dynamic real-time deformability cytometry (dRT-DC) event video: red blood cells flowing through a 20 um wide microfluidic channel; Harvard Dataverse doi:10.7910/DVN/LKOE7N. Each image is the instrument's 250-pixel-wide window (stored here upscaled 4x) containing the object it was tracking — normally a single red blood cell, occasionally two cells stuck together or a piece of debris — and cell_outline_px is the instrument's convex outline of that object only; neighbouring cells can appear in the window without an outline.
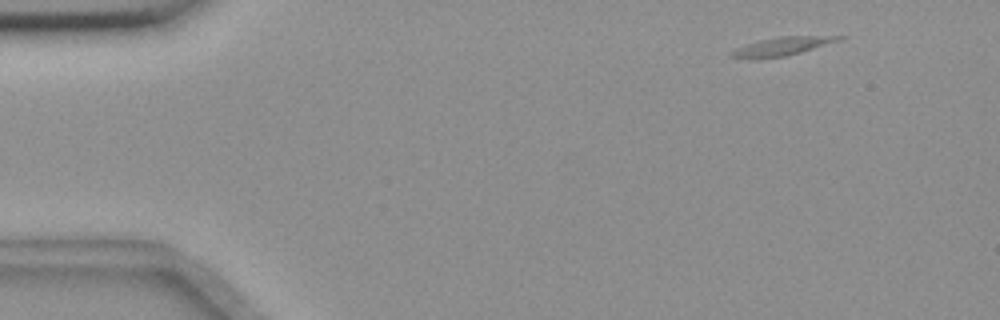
{"species": "common noctule bat (a hibernating species)", "species_latin": "Nyctalus noctula", "temperature_condition": "room temperature", "stored_images_in_passage": 53, "camera_frame_rate_fps": 3000, "um_per_image_px": 0.085, "animal": {"sex": "female", "body_mass_g": 18.4}, "frame": {"image": 1, "passage_image": 3, "time_ms": 0.667, "image_size_px": [1000, 320], "cell_outline_px": [[848, 36], [840, 40], [800, 52], [784, 56], [732, 56], [728, 52], [736, 48], [760, 40], [780, 36]], "centroid_in_image_um": [66.57, 3.88], "position_along_channel_um": 18.4, "area_um2": 10.64}}
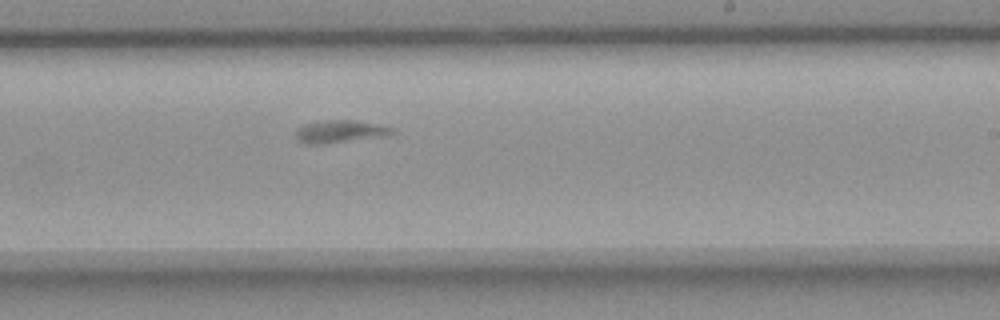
{"frame": {"image": 2, "passage_image": 31, "time_ms": 10.0, "image_size_px": [1000, 320], "cell_outline_px": [[396, 132], [316, 144], [308, 144], [300, 140], [296, 136], [296, 128], [304, 124], [324, 120], [352, 120], [380, 124], [396, 128]], "centroid_in_image_um": [28.83, 11.12], "position_along_channel_um": 260.2, "area_um2": 11.85}}
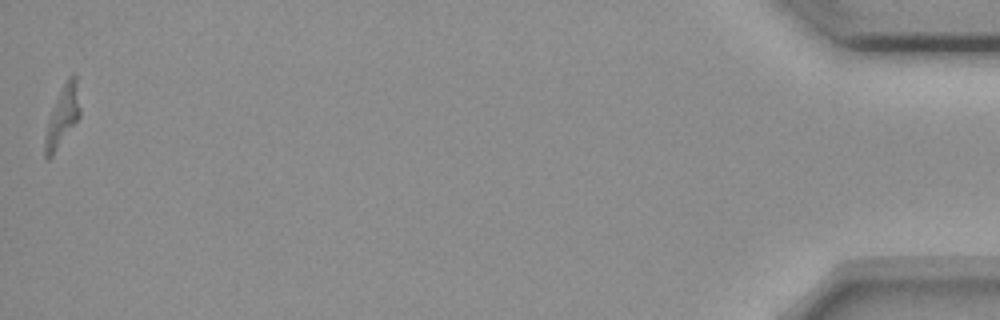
{"frame": {"image": 3, "passage_image": 53, "time_ms": 17.333, "image_size_px": [1000, 320], "cell_outline_px": [[80, 116], [52, 156], [48, 160], [44, 156], [44, 136], [48, 120], [56, 100], [68, 76], [72, 72], [76, 76], [80, 108]], "centroid_in_image_um": [5.29, 9.89], "position_along_channel_um": 429.9, "area_um2": 12.02}}